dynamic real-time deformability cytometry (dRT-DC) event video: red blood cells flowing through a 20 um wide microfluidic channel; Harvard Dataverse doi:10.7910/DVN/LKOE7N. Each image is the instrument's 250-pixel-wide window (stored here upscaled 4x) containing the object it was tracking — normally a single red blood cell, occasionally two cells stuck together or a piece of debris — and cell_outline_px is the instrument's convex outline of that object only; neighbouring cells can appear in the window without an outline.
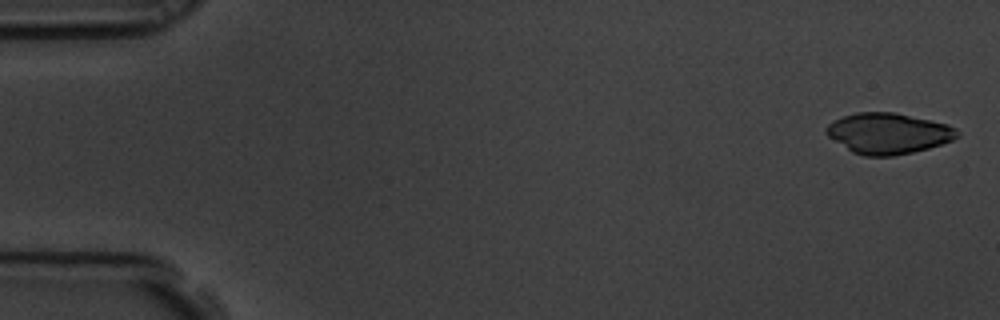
{"species": "common noctule bat (a hibernating species)", "species_latin": "Nyctalus noctula", "temperature_condition": "room temperature", "stored_images_in_passage": 7, "camera_frame_rate_fps": 3000, "um_per_image_px": 0.085, "animal": {"sex": "male", "body_mass_g": 19.5, "forearm_length_mm": 54.6}, "frame": {"image": 1, "passage_image": 1, "time_ms": 0.0, "image_size_px": [1000, 320], "cell_outline_px": [[960, 136], [952, 140], [928, 148], [912, 152], [892, 156], [864, 156], [852, 152], [828, 136], [824, 132], [824, 128], [828, 124], [844, 116], [856, 112], [896, 112], [948, 124], [956, 128], [960, 132]], "centroid_in_image_um": [75.51, 11.33], "position_along_channel_um": 9.5, "area_um2": 31.15}}